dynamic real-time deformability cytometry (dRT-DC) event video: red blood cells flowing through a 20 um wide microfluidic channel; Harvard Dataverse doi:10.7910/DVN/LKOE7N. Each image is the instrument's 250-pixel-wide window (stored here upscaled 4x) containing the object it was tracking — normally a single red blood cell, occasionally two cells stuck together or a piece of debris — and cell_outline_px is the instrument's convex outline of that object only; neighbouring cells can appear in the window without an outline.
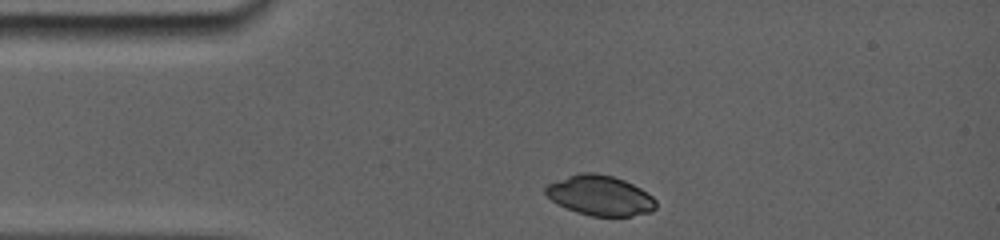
{"species": "common noctule bat (a hibernating species)", "species_latin": "Nyctalus noctula", "temperature_condition": "room temperature", "stored_images_in_passage": 27, "camera_frame_rate_fps": 5000, "um_per_image_px": 0.085, "animal": {"sex": "female", "body_mass_g": 19.0, "forearm_length_mm": 56.7}, "frame": {"image": 1, "passage_image": 1, "time_ms": 0.0, "image_size_px": [1000, 240], "cell_outline_px": [[656, 208], [652, 212], [632, 216], [592, 216], [576, 212], [552, 200], [544, 192], [544, 188], [548, 184], [568, 176], [580, 172], [592, 172], [612, 176], [624, 180], [640, 188], [652, 196], [656, 200]], "centroid_in_image_um": [51.03, 16.62], "position_along_channel_um": 34.0, "area_um2": 25.61}}
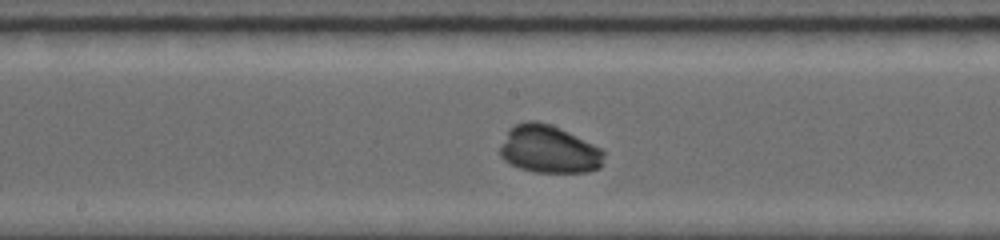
{"frame": {"image": 2, "passage_image": 12, "time_ms": 5.2, "image_size_px": [1000, 240], "cell_outline_px": [[604, 152], [600, 168], [588, 172], [536, 172], [520, 168], [504, 160], [500, 156], [500, 148], [508, 132], [516, 124], [528, 120], [536, 120], [548, 124], [600, 148]], "centroid_in_image_um": [46.64, 12.71], "position_along_channel_um": 201.6, "area_um2": 28.15}}
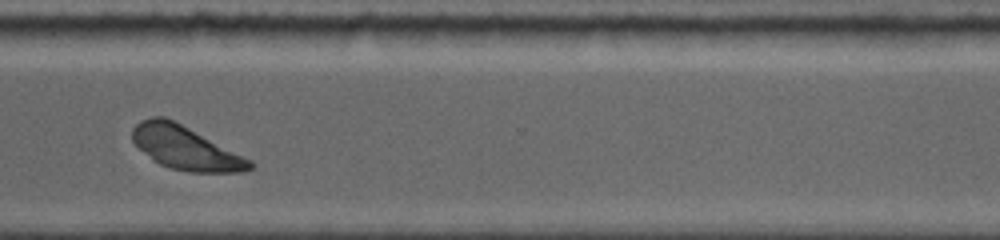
{"frame": {"image": 3, "passage_image": 23, "time_ms": 9.2, "image_size_px": [1000, 240], "cell_outline_px": [[256, 164], [252, 168], [240, 172], [188, 172], [172, 168], [160, 164], [140, 148], [132, 140], [132, 128], [140, 120], [152, 116], [164, 116], [252, 160]], "centroid_in_image_um": [15.77, 12.57], "position_along_channel_um": 354.8, "area_um2": 29.19}, "authors_computed_cell_mechanics": {"area_um2": 28.4954, "velocity_mm_per_s": 3.8302, "shape_relaxation_time_tau1_ms": 3.4524, "shape_relaxation_time_tau2_ms": 5.8199, "deformation_change_tau1": 0.2246, "deformation_change_tau2": 0.1147}}